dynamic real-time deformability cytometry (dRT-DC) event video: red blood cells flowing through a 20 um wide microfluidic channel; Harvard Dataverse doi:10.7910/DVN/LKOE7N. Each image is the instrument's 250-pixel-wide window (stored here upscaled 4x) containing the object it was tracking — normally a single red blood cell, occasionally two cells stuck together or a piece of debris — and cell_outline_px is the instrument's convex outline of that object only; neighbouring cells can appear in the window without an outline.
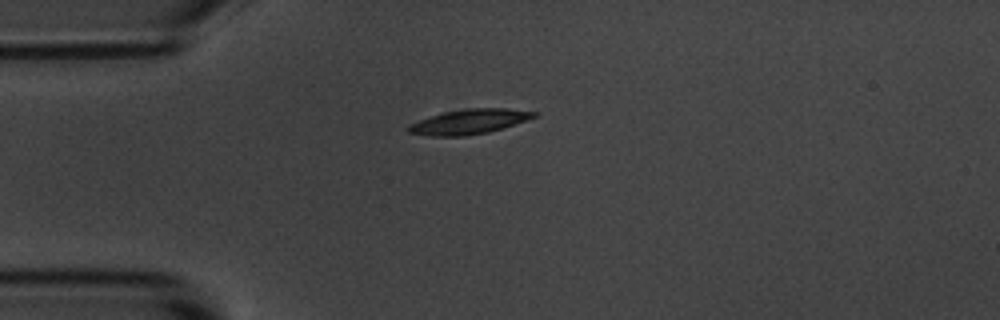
{"species": "common noctule bat (a hibernating species)", "species_latin": "Nyctalus noctula", "temperature_condition": "room temperature", "stored_images_in_passage": 3, "camera_frame_rate_fps": 3000, "um_per_image_px": 0.085, "animal": {"sex": "male", "body_mass_g": 20.1, "forearm_length_mm": 53.5}, "frame": {"image": 1, "passage_image": 1, "time_ms": 0.0, "image_size_px": [1000, 320], "cell_outline_px": [[536, 116], [488, 132], [464, 136], [432, 136], [408, 132], [404, 128], [408, 124], [444, 112], [464, 108], [508, 108], [536, 112]], "centroid_in_image_um": [39.8, 10.34], "position_along_channel_um": 45.2, "area_um2": 17.86}}
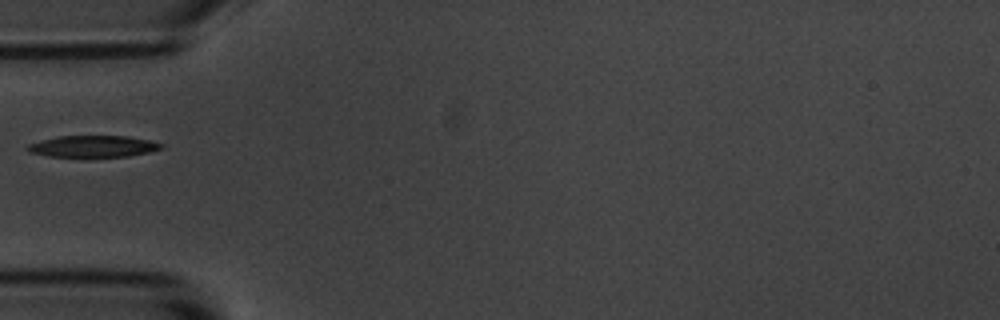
{"frame": {"image": 2, "passage_image": 2, "time_ms": 1.333, "image_size_px": [1000, 320], "cell_outline_px": [[164, 144], [160, 148], [148, 152], [128, 156], [48, 156], [28, 152], [24, 148], [28, 144], [60, 136], [128, 136], [148, 140]], "centroid_in_image_um": [7.87, 12.43], "position_along_channel_um": 77.1, "area_um2": 16.47}}
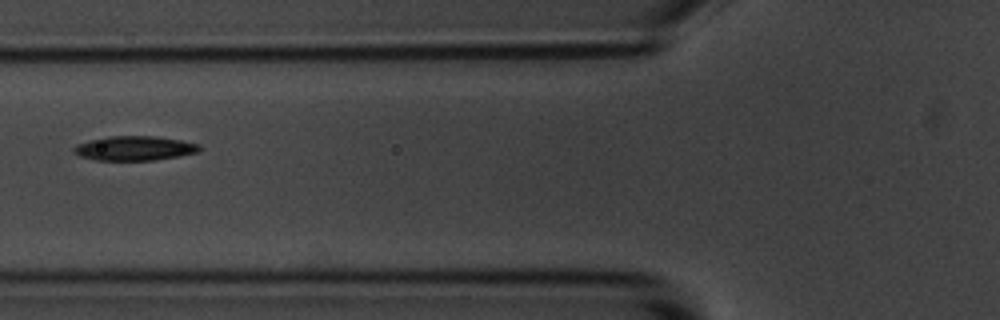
{"frame": {"image": 3, "passage_image": 3, "time_ms": 2.333, "image_size_px": [1000, 320], "cell_outline_px": [[200, 152], [180, 156], [156, 160], [96, 160], [80, 156], [72, 148], [76, 144], [108, 136], [156, 136], [180, 140], [200, 144]], "centroid_in_image_um": [11.48, 12.6], "position_along_channel_um": 114.3, "area_um2": 17.86}}